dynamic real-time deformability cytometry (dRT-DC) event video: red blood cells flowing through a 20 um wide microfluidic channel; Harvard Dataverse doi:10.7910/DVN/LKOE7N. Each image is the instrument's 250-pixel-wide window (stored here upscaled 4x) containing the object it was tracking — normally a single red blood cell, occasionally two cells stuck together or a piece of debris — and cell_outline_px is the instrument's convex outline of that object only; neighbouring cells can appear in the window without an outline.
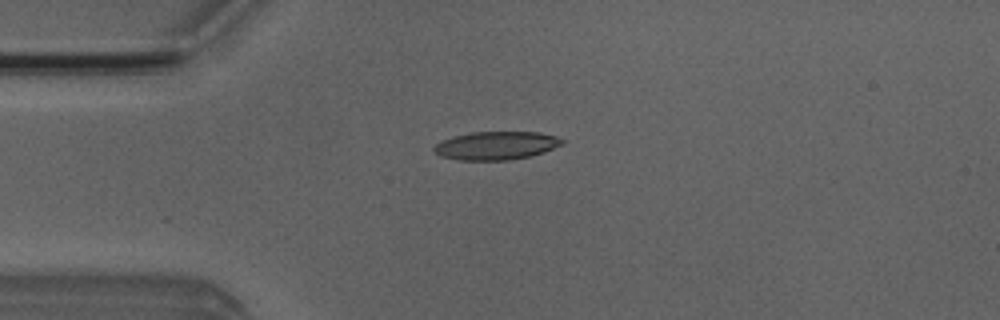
{"species": "Egyptian fruit bat (a non-hibernating species)", "species_latin": "Rousettus aegyptiacus", "temperature_condition": "room temperature", "stored_images_in_passage": 5, "camera_frame_rate_fps": 3000, "um_per_image_px": 0.085, "animal": {"sex": "male"}, "frame": {"image": 1, "passage_image": 4, "time_ms": 3.333, "image_size_px": [1000, 320], "cell_outline_px": [[564, 144], [544, 152], [528, 156], [508, 160], [460, 160], [440, 156], [432, 148], [440, 140], [472, 132], [536, 132], [556, 136], [564, 140]], "centroid_in_image_um": [42.17, 12.37], "position_along_channel_um": 42.8, "area_um2": 20.98}}